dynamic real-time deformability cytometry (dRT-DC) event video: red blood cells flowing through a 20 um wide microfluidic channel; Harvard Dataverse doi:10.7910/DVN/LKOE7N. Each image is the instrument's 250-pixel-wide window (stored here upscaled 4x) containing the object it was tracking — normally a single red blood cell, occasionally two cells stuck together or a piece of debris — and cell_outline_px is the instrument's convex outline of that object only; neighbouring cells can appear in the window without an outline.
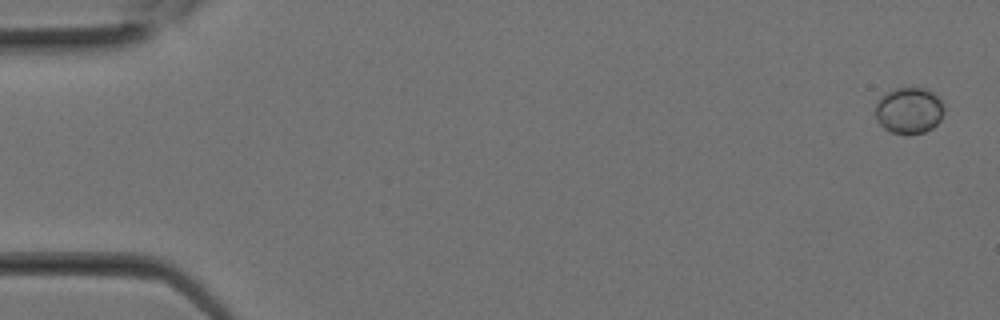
{"species": "Egyptian fruit bat (a non-hibernating species)", "species_latin": "Rousettus aegyptiacus", "temperature_condition": "room temperature", "stored_images_in_passage": 8, "camera_frame_rate_fps": 3000, "um_per_image_px": 0.085, "animal": {"sex": "female"}, "frame": {"image": 1, "passage_image": 1, "time_ms": 0.0, "image_size_px": [1000, 320], "cell_outline_px": [[944, 112], [940, 120], [932, 128], [924, 132], [908, 136], [904, 136], [892, 132], [884, 128], [876, 120], [876, 100], [884, 92], [892, 88], [928, 88], [936, 92], [940, 96], [944, 108]], "centroid_in_image_um": [77.27, 9.38], "position_along_channel_um": 7.7, "area_um2": 19.25}}
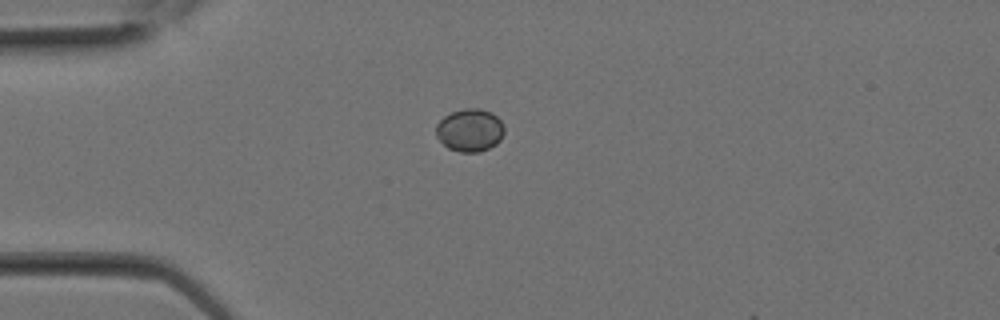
{"frame": {"image": 2, "passage_image": 7, "time_ms": 2.0, "image_size_px": [1000, 320], "cell_outline_px": [[504, 132], [500, 140], [496, 144], [480, 152], [460, 152], [448, 148], [436, 136], [436, 124], [444, 116], [452, 112], [464, 108], [480, 108], [492, 112], [500, 120], [504, 128]], "centroid_in_image_um": [39.93, 11.06], "position_along_channel_um": 45.1, "area_um2": 17.05}}